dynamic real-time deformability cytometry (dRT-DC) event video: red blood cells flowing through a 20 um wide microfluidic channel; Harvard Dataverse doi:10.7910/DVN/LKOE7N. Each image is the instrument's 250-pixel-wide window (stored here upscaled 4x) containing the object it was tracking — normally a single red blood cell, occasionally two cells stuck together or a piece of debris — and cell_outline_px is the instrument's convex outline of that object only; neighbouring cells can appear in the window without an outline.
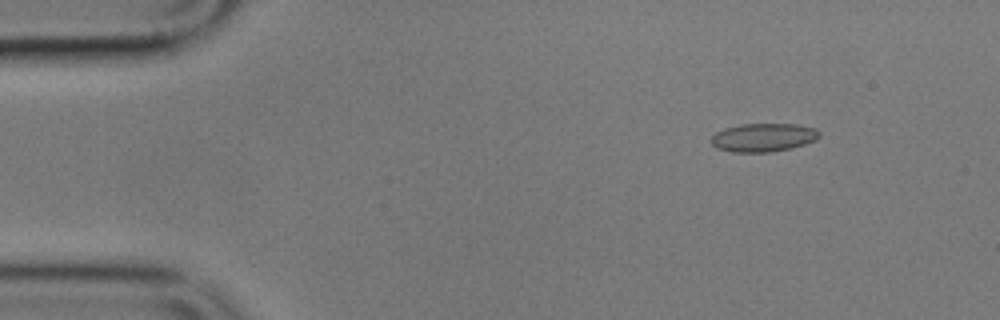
{"species": "common noctule bat (a hibernating species)", "species_latin": "Nyctalus noctula", "temperature_condition": "cold", "stored_images_in_passage": 11, "camera_frame_rate_fps": 3000, "um_per_image_px": 0.085, "animal": {"sex": "male", "body_mass_g": 17.9}, "frame": {"image": 1, "passage_image": 1, "time_ms": 0.0, "image_size_px": [1000, 320], "cell_outline_px": [[820, 136], [816, 140], [804, 144], [788, 148], [768, 152], [732, 152], [716, 148], [712, 144], [712, 136], [716, 132], [724, 128], [740, 124], [800, 124], [816, 128], [820, 132]], "centroid_in_image_um": [64.89, 11.67], "position_along_channel_um": 20.1, "area_um2": 17.92}}
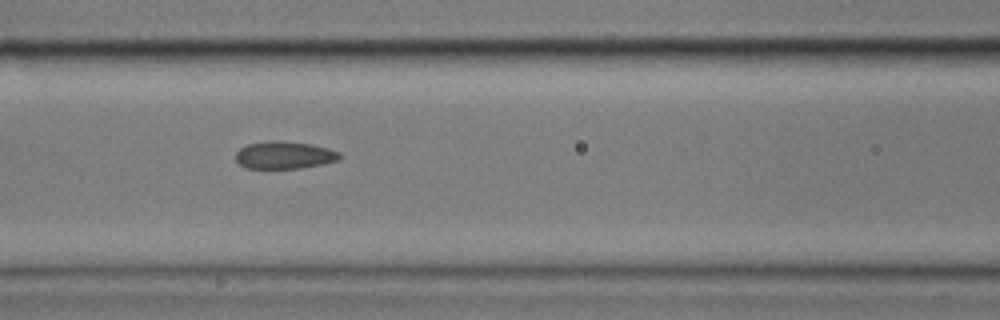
{"frame": {"image": 2, "passage_image": 5, "time_ms": 5.667, "image_size_px": [1000, 320], "cell_outline_px": [[344, 156], [340, 160], [300, 168], [244, 168], [236, 160], [236, 152], [240, 148], [248, 144], [268, 140], [276, 140], [312, 144], [328, 148], [340, 152]], "centroid_in_image_um": [24.19, 13.17], "position_along_channel_um": 142.4, "area_um2": 16.76}}
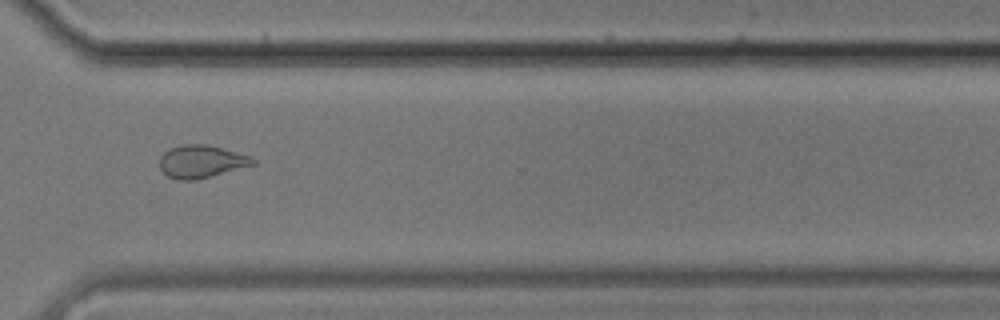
{"frame": {"image": 3, "passage_image": 10, "time_ms": 11.667, "image_size_px": [1000, 320], "cell_outline_px": [[256, 164], [196, 180], [180, 180], [168, 176], [160, 168], [160, 156], [168, 148], [184, 144], [208, 144], [252, 156], [256, 160]], "centroid_in_image_um": [17.13, 13.71], "position_along_channel_um": 353.5, "area_um2": 17.86}, "authors_computed_cell_mechanics": {"area_um2": 16.762, "velocity_mm_per_s": 3.5204, "shape_relaxation_time_tau1_ms": null, "shape_relaxation_time_tau2_ms": 1.5109, "deformation_change_tau1": null, "deformation_change_tau2": 0.0548}}